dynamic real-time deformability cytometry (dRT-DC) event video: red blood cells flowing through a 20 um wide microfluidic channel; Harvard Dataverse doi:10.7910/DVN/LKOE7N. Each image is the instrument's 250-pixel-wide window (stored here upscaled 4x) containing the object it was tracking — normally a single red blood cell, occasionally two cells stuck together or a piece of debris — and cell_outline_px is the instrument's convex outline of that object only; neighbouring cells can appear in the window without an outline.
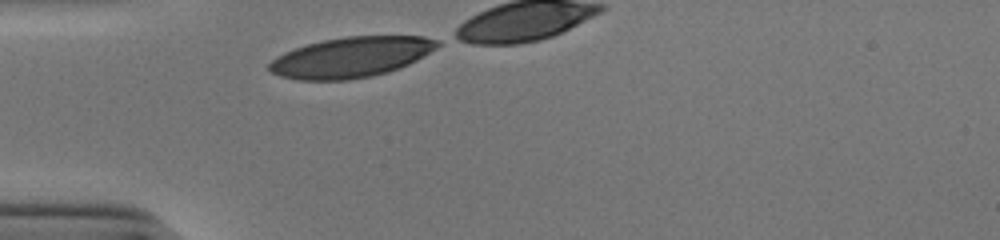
{"species": "human", "species_latin": "Homo sapiens", "temperature_condition": "cold", "stored_images_in_passage": 8, "camera_frame_rate_fps": 3000, "um_per_image_px": 0.085, "donor": {"sex": "male"}, "frame": {"image": 1, "passage_image": 1, "time_ms": 0.0, "image_size_px": [1000, 240], "cell_outline_px": [[440, 44], [436, 48], [416, 60], [408, 64], [388, 72], [372, 76], [348, 80], [296, 80], [280, 76], [272, 72], [268, 68], [268, 64], [276, 56], [284, 52], [308, 44], [324, 40], [348, 36], [424, 36], [440, 40]], "centroid_in_image_um": [29.83, 4.87], "position_along_channel_um": 55.2, "area_um2": 39.48}}
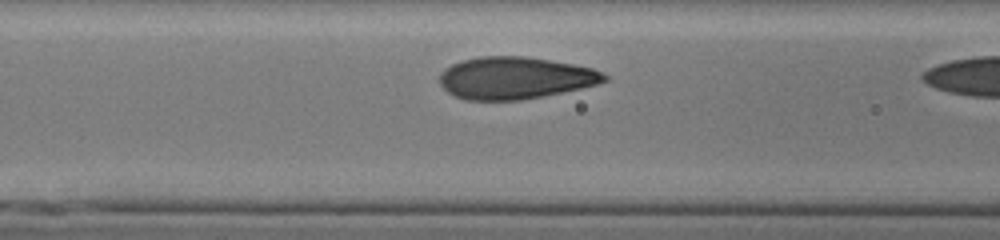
{"frame": {"image": 2, "passage_image": 7, "time_ms": 2.0, "image_size_px": [1000, 240], "cell_outline_px": [[608, 80], [596, 84], [580, 88], [544, 96], [520, 100], [468, 100], [456, 96], [448, 92], [440, 84], [440, 72], [444, 68], [452, 64], [464, 60], [480, 56], [524, 56], [572, 64], [592, 68], [604, 72], [608, 76]], "centroid_in_image_um": [43.78, 6.62], "position_along_channel_um": 122.8, "area_um2": 40.29}}